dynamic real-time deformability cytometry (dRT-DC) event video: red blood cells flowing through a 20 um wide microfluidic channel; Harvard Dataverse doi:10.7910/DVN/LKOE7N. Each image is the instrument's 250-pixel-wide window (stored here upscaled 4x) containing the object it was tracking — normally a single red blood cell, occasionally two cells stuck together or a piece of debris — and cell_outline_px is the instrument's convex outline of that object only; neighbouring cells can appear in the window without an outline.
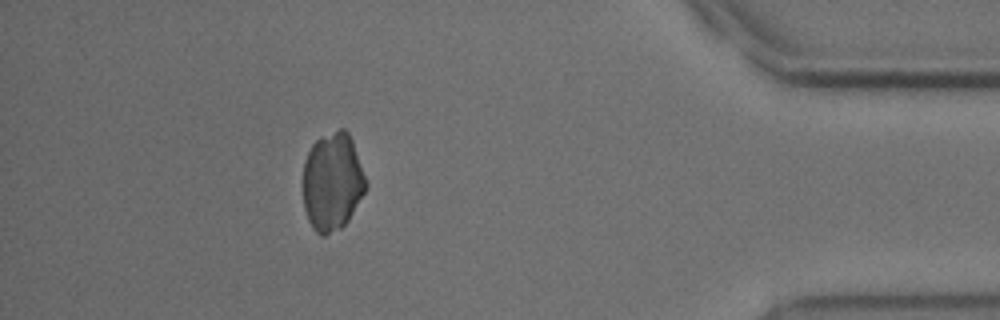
{"species": "common noctule bat (a hibernating species)", "species_latin": "Nyctalus noctula", "temperature_condition": "cold", "stored_images_in_passage": 43, "camera_frame_rate_fps": 3000, "um_per_image_px": 0.085, "animal": {"sex": "male", "body_mass_g": 18.8}, "frame": {"image": 1, "passage_image": 38, "time_ms": 12.333, "image_size_px": [1000, 320], "cell_outline_px": [[368, 184], [364, 192], [348, 220], [340, 228], [324, 236], [320, 236], [312, 228], [308, 220], [304, 208], [304, 160], [312, 144], [320, 136], [340, 128], [344, 128], [348, 132], [352, 140]], "centroid_in_image_um": [28.24, 15.44], "position_along_channel_um": 407.0, "area_um2": 35.84}}